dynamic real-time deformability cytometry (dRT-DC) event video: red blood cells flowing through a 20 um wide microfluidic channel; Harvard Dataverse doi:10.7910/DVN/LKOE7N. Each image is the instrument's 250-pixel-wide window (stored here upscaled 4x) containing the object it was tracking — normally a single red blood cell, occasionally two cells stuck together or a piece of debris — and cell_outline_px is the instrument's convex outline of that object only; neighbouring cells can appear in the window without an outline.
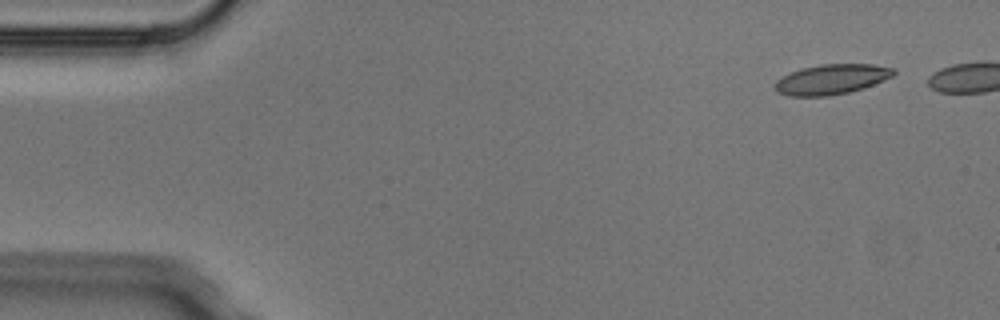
{"species": "Egyptian fruit bat (a non-hibernating species)", "species_latin": "Rousettus aegyptiacus", "temperature_condition": "cold", "stored_images_in_passage": 3, "camera_frame_rate_fps": 3000, "um_per_image_px": 0.085, "animal": {"sex": "male"}, "frame": {"image": 1, "passage_image": 1, "time_ms": 0.0, "image_size_px": [1000, 320], "cell_outline_px": [[896, 72], [892, 76], [884, 80], [864, 88], [848, 92], [828, 96], [788, 96], [776, 92], [772, 88], [772, 84], [780, 76], [804, 68], [820, 64], [872, 64], [896, 68]], "centroid_in_image_um": [70.64, 6.75], "position_along_channel_um": 14.4, "area_um2": 21.04}}